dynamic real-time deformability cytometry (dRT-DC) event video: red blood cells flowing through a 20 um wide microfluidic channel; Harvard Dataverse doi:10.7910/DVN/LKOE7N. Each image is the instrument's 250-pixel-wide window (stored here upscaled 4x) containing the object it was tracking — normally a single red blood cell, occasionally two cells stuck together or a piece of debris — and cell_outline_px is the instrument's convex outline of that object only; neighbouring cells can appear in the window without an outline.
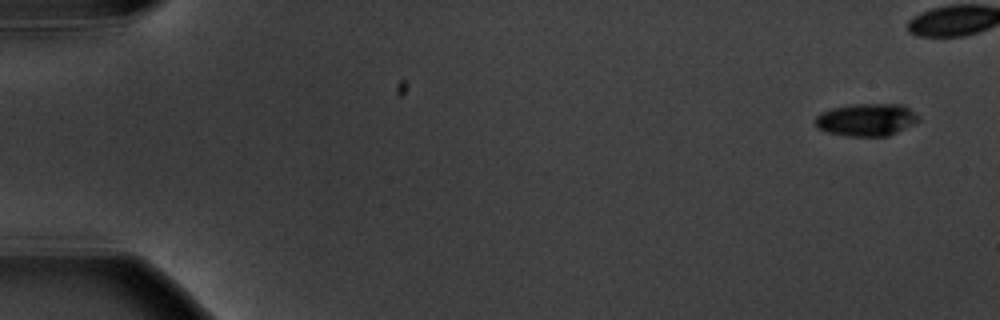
{"species": "common noctule bat (a hibernating species)", "species_latin": "Nyctalus noctula", "temperature_condition": "warm", "stored_images_in_passage": 6, "segment_of_instrument_passage": [2, 2], "camera_frame_rate_fps": 3000, "um_per_image_px": 0.085, "animal": {"sex": "male", "body_mass_g": 20.1, "forearm_length_mm": 53.5}, "frame": {"image": 1, "passage_image": 6, "time_ms": 7.333, "image_size_px": [1000, 320], "cell_outline_px": [[920, 120], [888, 136], [848, 136], [828, 132], [816, 128], [812, 120], [820, 112], [832, 108], [852, 104], [900, 104], [908, 108], [920, 116]], "centroid_in_image_um": [73.59, 10.17], "position_along_channel_um": 11.4, "area_um2": 19.65}}